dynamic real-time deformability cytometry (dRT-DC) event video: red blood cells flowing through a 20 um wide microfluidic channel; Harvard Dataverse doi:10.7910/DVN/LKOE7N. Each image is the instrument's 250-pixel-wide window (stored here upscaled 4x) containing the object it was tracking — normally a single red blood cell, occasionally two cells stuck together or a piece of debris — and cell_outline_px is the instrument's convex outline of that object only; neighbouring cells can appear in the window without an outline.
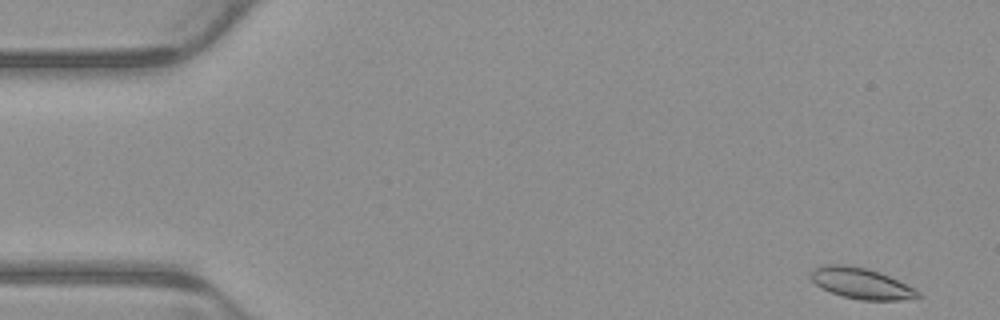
{"species": "common noctule bat (a hibernating species)", "species_latin": "Nyctalus noctula", "temperature_condition": "warm", "stored_images_in_passage": 6, "camera_frame_rate_fps": 3000, "um_per_image_px": 0.085, "animal": {"sex": "male", "body_mass_g": 23.1, "forearm_length_mm": 52.7}, "frame": {"image": 1, "passage_image": 1, "time_ms": 0.0, "image_size_px": [1000, 320], "cell_outline_px": [[920, 296], [900, 300], [860, 300], [844, 296], [820, 288], [808, 276], [808, 272], [824, 264], [844, 264], [868, 268], [880, 272], [916, 288], [920, 292]], "centroid_in_image_um": [73.18, 24.07], "position_along_channel_um": 11.8, "area_um2": 19.42}}
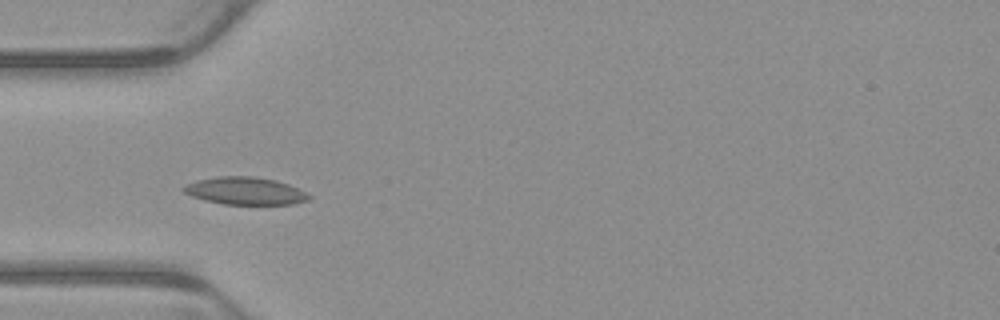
{"frame": {"image": 2, "passage_image": 5, "time_ms": 1.333, "image_size_px": [1000, 320], "cell_outline_px": [[312, 196], [308, 200], [292, 204], [224, 204], [204, 200], [192, 196], [184, 192], [180, 188], [184, 184], [196, 180], [216, 176], [252, 176], [276, 180], [288, 184]], "centroid_in_image_um": [20.78, 16.22], "position_along_channel_um": 64.2, "area_um2": 20.11}}
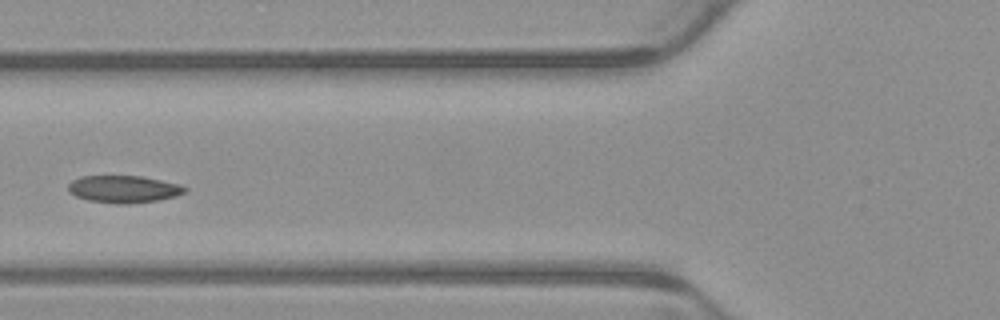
{"frame": {"image": 3, "passage_image": 6, "time_ms": 1.667, "image_size_px": [1000, 320], "cell_outline_px": [[188, 192], [176, 196], [160, 200], [128, 204], [116, 204], [88, 200], [76, 196], [68, 192], [68, 184], [72, 180], [80, 176], [140, 176], [180, 184], [188, 188]], "centroid_in_image_um": [10.53, 16.08], "position_along_channel_um": 115.3, "area_um2": 18.73}}